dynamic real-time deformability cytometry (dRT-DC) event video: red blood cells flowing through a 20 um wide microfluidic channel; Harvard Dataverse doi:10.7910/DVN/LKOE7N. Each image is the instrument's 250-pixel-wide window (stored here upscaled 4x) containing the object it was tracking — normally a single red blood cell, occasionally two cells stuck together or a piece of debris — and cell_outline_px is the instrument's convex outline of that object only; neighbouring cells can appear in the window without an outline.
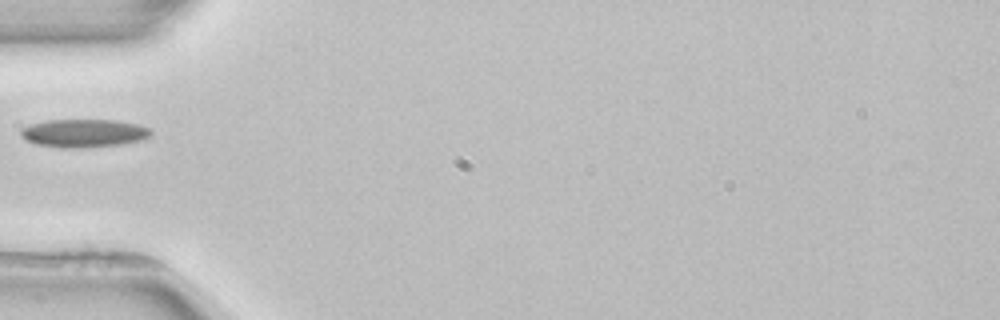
{"species": "common noctule bat (a hibernating species)", "species_latin": "Nyctalus noctula", "temperature_condition": "room temperature", "stored_images_in_passage": 1, "camera_frame_rate_fps": 3000, "um_per_image_px": 0.085, "animal": {"sex": "female", "body_mass_g": 22.7, "forearm_length_mm": 54.2}, "frame": {"image": 1, "passage_image": 1, "time_ms": 0.0, "image_size_px": [1000, 320], "cell_outline_px": [[152, 136], [144, 140], [120, 144], [80, 148], [60, 148], [36, 144], [24, 140], [20, 136], [20, 128], [32, 124], [48, 120], [116, 120], [136, 124], [152, 128]], "centroid_in_image_um": [7.13, 11.32], "position_along_channel_um": 77.9, "area_um2": 21.62}}